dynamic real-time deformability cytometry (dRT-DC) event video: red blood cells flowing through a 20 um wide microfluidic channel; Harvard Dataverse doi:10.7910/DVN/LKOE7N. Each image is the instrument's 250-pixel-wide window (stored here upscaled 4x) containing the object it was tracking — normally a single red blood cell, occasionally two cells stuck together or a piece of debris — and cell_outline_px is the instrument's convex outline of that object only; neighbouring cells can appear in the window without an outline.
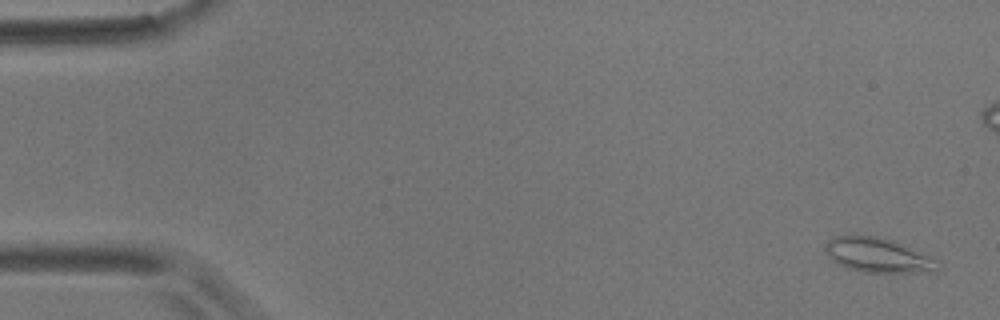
{"species": "common noctule bat (a hibernating species)", "species_latin": "Nyctalus noctula", "temperature_condition": "room temperature", "stored_images_in_passage": 5, "camera_frame_rate_fps": 3000, "um_per_image_px": 0.085, "animal": {"sex": "male", "body_mass_g": 17.9}, "frame": {"image": 1, "passage_image": 1, "time_ms": 0.0, "image_size_px": [1000, 320], "cell_outline_px": [[940, 268], [936, 272], [864, 272], [848, 268], [832, 260], [824, 252], [824, 244], [832, 236], [852, 232], [880, 236], [896, 240], [932, 260]], "centroid_in_image_um": [74.47, 21.63], "position_along_channel_um": 10.5, "area_um2": 23.0}}